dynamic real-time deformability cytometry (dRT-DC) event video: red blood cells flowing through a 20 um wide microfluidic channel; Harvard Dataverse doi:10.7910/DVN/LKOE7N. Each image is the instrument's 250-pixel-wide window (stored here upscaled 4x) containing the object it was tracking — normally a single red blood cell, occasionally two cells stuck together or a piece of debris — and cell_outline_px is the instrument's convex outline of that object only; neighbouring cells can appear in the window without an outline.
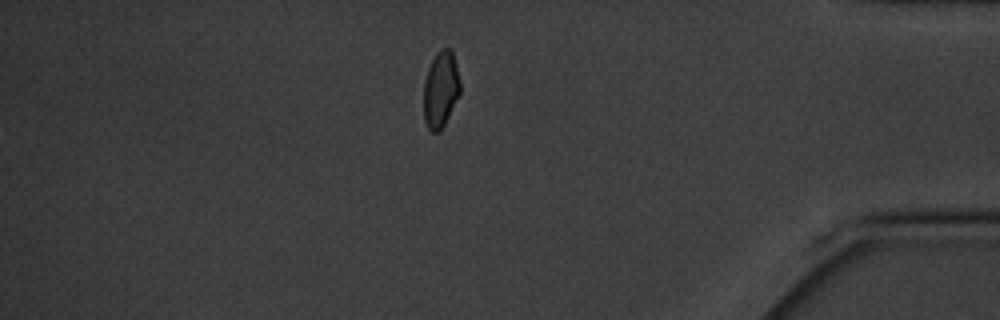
{"species": "common noctule bat (a hibernating species)", "species_latin": "Nyctalus noctula", "temperature_condition": "cold", "stored_images_in_passage": 18, "segment_of_instrument_passage": [2, 2], "camera_frame_rate_fps": 3000, "um_per_image_px": 0.085, "animal": {"sex": "male", "body_mass_g": 20.1, "forearm_length_mm": 53.5}, "frame": {"image": 1, "passage_image": 18, "time_ms": 19.667, "image_size_px": [1000, 320], "cell_outline_px": [[460, 92], [440, 132], [432, 132], [428, 128], [424, 120], [424, 80], [428, 68], [436, 52], [440, 48], [448, 48], [452, 52], [460, 80]], "centroid_in_image_um": [37.44, 7.59], "position_along_channel_um": 397.8, "area_um2": 16.07}}